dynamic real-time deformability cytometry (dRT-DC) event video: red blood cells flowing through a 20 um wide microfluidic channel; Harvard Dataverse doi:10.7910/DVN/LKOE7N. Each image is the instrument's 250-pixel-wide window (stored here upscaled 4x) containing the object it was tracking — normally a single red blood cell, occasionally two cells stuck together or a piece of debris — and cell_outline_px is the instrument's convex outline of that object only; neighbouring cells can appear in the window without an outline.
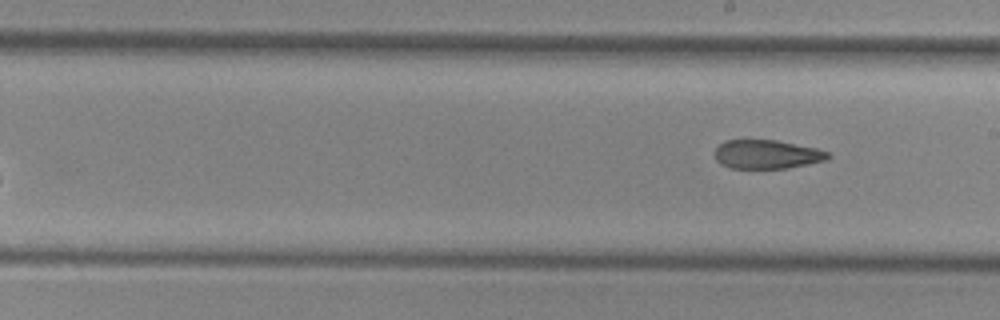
{"species": "common noctule bat (a hibernating species)", "species_latin": "Nyctalus noctula", "temperature_condition": "cold", "stored_images_in_passage": 6, "camera_frame_rate_fps": 3000, "um_per_image_px": 0.085, "animal": {"sex": "female", "body_mass_g": 29.2, "forearm_length_mm": 56.3}, "frame": {"image": 1, "passage_image": 6, "time_ms": 6.0, "image_size_px": [1000, 320], "cell_outline_px": [[832, 156], [828, 160], [788, 168], [732, 168], [720, 164], [716, 160], [716, 148], [724, 140], [776, 140], [816, 148], [828, 152]], "centroid_in_image_um": [65.21, 13.12], "position_along_channel_um": 223.8, "area_um2": 19.02}}